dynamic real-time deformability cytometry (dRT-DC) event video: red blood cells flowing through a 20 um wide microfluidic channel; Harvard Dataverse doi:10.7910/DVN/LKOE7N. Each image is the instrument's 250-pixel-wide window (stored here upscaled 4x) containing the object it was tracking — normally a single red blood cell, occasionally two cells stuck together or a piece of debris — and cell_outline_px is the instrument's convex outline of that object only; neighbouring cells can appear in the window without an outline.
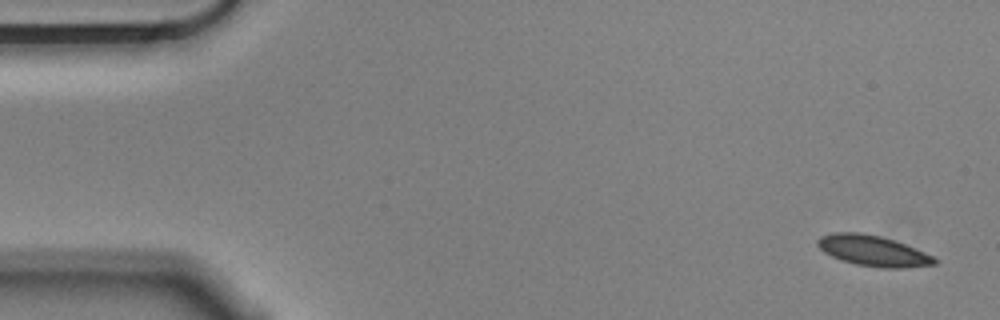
{"species": "Egyptian fruit bat (a non-hibernating species)", "species_latin": "Rousettus aegyptiacus", "temperature_condition": "cold", "stored_images_in_passage": 56, "camera_frame_rate_fps": 3000, "um_per_image_px": 0.085, "animal": {"sex": "male"}, "frame": {"image": 1, "passage_image": 1, "time_ms": 0.0, "image_size_px": [1000, 320], "cell_outline_px": [[940, 260], [936, 264], [908, 268], [880, 268], [856, 264], [840, 260], [824, 252], [816, 244], [816, 240], [820, 236], [836, 232], [860, 232], [880, 236], [904, 244], [924, 252]], "centroid_in_image_um": [74.2, 21.32], "position_along_channel_um": 10.8, "area_um2": 20.92}}
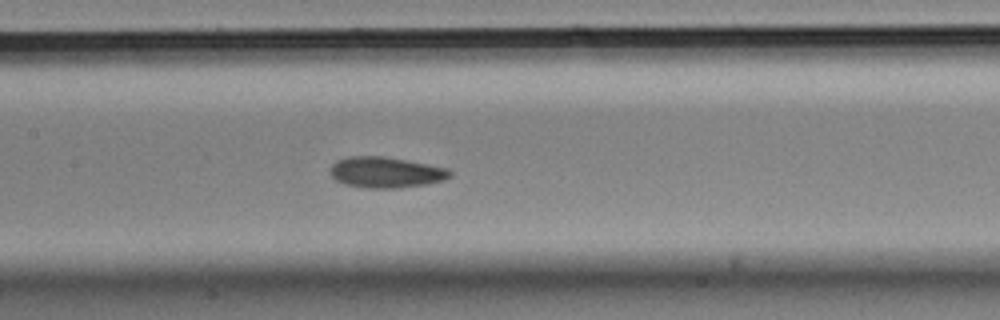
{"frame": {"image": 2, "passage_image": 25, "time_ms": 8.0, "image_size_px": [1000, 320], "cell_outline_px": [[452, 176], [444, 180], [424, 184], [396, 188], [368, 188], [344, 184], [336, 180], [332, 176], [332, 164], [336, 160], [348, 156], [384, 156], [448, 168], [452, 172]], "centroid_in_image_um": [32.8, 14.64], "position_along_channel_um": 174.6, "area_um2": 21.39}}
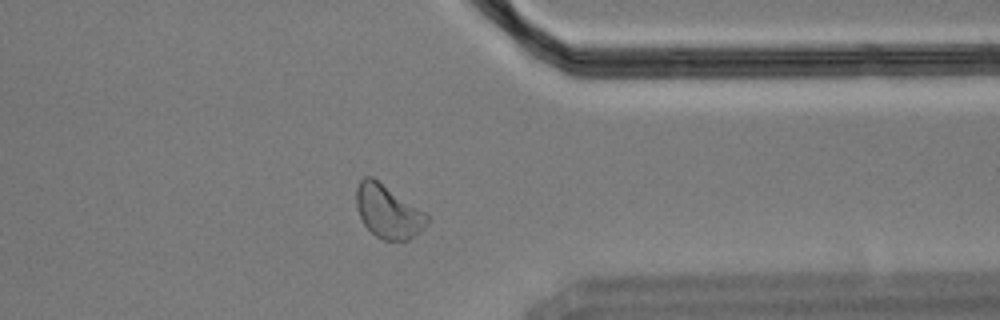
{"frame": {"image": 3, "passage_image": 43, "time_ms": 14.0, "image_size_px": [1000, 320], "cell_outline_px": [[428, 224], [420, 232], [408, 240], [384, 240], [376, 236], [364, 224], [356, 208], [356, 188], [360, 180], [364, 176], [372, 176], [428, 212]], "centroid_in_image_um": [33.01, 17.96], "position_along_channel_um": 378.4, "area_um2": 22.31}, "authors_computed_cell_mechanics": {"area_um2": 21.2704, "velocity_mm_per_s": 3.5238, "shape_relaxation_time_tau1_ms": 7.5963, "shape_relaxation_time_tau2_ms": 2.6912, "deformation_change_tau1": 0.1097, "deformation_change_tau2": 0.054}}